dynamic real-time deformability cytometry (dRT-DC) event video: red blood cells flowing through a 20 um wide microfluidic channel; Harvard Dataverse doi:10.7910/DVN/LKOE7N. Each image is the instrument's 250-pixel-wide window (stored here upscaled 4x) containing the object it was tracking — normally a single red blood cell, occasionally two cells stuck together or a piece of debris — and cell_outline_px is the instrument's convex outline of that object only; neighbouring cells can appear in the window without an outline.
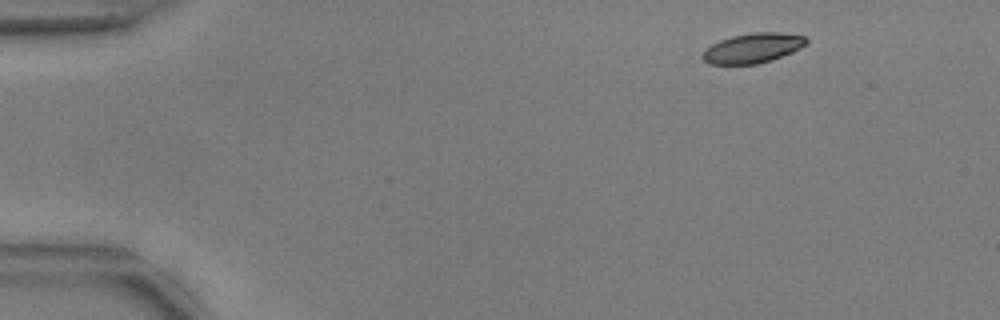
{"species": "common noctule bat (a hibernating species)", "species_latin": "Nyctalus noctula", "temperature_condition": "warm", "stored_images_in_passage": 49, "camera_frame_rate_fps": 3000, "um_per_image_px": 0.085, "animal": {"sex": "male", "body_mass_g": 17.9, "forearm_length_mm": 54.2}, "frame": {"image": 1, "passage_image": 1, "time_ms": 0.0, "image_size_px": [1000, 320], "cell_outline_px": [[808, 40], [800, 48], [792, 52], [772, 60], [756, 64], [708, 64], [700, 56], [712, 44], [720, 40], [732, 36], [752, 32], [776, 32], [804, 36]], "centroid_in_image_um": [63.97, 4.09], "position_along_channel_um": 21.0, "area_um2": 17.86}}
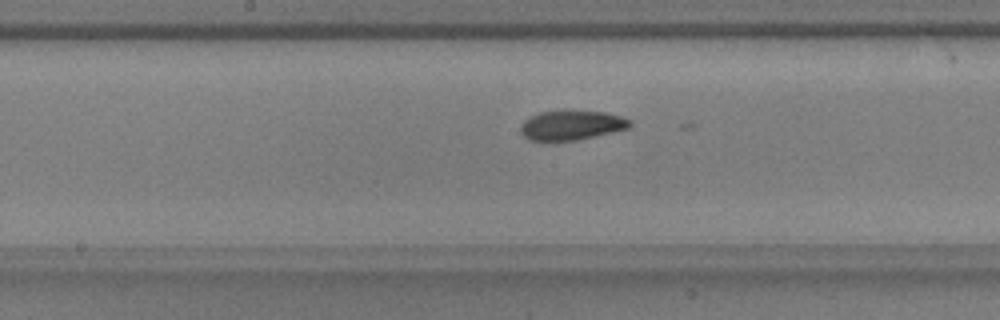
{"frame": {"image": 2, "passage_image": 23, "time_ms": 7.333, "image_size_px": [1000, 320], "cell_outline_px": [[632, 124], [628, 128], [612, 132], [576, 140], [528, 140], [520, 132], [520, 124], [524, 120], [540, 112], [564, 108], [604, 112], [620, 116], [632, 120]], "centroid_in_image_um": [48.56, 10.6], "position_along_channel_um": 199.6, "area_um2": 19.25}}
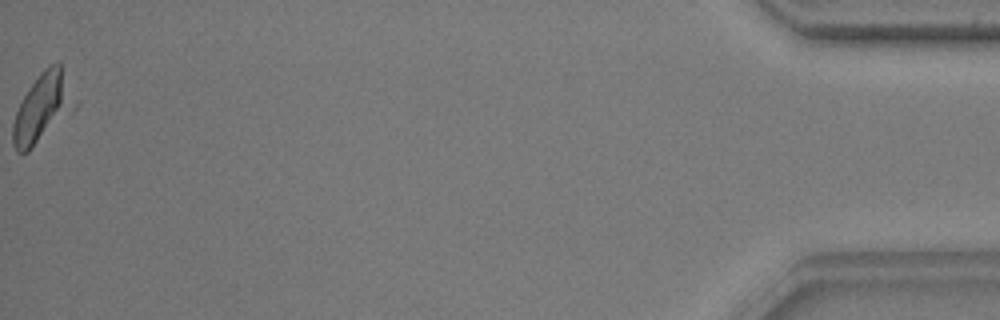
{"frame": {"image": 3, "passage_image": 49, "time_ms": 16.0, "image_size_px": [1000, 320], "cell_outline_px": [[80, 104], [76, 108], [28, 152], [16, 152], [12, 144], [12, 124], [16, 112], [24, 96], [40, 72], [44, 68], [52, 64], [60, 64], [80, 100]], "centroid_in_image_um": [3.68, 9.17], "position_along_channel_um": 431.5, "area_um2": 25.09}}